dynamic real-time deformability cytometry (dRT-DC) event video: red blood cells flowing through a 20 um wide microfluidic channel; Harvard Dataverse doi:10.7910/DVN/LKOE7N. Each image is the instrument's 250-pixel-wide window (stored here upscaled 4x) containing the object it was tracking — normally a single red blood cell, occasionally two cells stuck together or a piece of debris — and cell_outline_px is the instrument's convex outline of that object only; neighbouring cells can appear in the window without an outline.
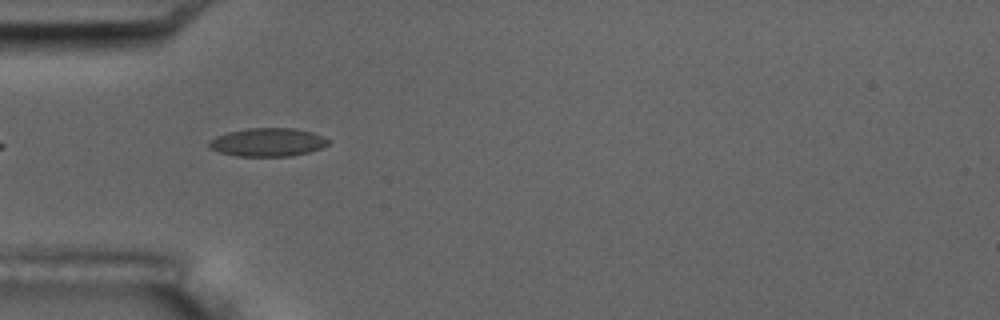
{"species": "common noctule bat (a hibernating species)", "species_latin": "Nyctalus noctula", "temperature_condition": "room temperature", "stored_images_in_passage": 7, "camera_frame_rate_fps": 3000, "um_per_image_px": 0.085, "animal": {"sex": "male", "body_mass_g": 17.5, "forearm_length_mm": 52.3}, "frame": {"image": 1, "passage_image": 6, "time_ms": 7.333, "image_size_px": [1000, 320], "cell_outline_px": [[328, 144], [320, 148], [308, 152], [292, 156], [236, 156], [220, 152], [208, 148], [208, 140], [216, 136], [228, 132], [248, 128], [296, 128], [312, 132], [324, 136], [328, 140]], "centroid_in_image_um": [22.73, 12.08], "position_along_channel_um": 62.3, "area_um2": 19.77}}